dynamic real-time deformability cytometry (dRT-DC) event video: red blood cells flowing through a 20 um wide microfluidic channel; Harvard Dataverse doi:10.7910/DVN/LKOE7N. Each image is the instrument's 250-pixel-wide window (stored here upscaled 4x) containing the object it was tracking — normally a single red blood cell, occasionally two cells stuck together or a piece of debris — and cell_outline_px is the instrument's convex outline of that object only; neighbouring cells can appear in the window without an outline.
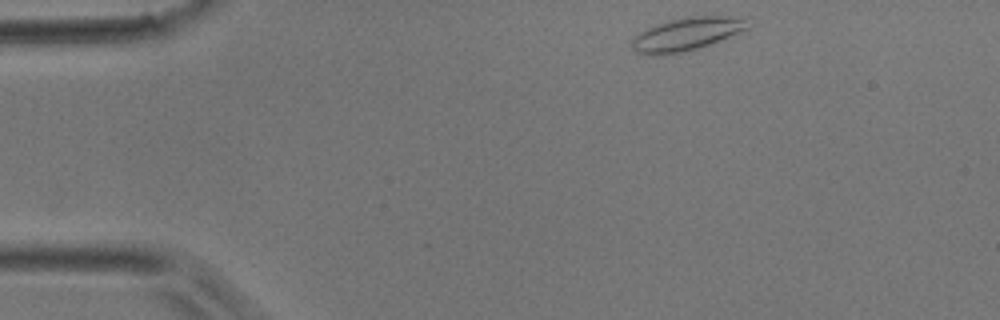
{"species": "common noctule bat (a hibernating species)", "species_latin": "Nyctalus noctula", "temperature_condition": "room temperature", "stored_images_in_passage": 39, "camera_frame_rate_fps": 3000, "um_per_image_px": 0.085, "animal": {"sex": "male", "body_mass_g": 17.9}, "frame": {"image": 1, "passage_image": 1, "time_ms": 0.0, "image_size_px": [1000, 320], "cell_outline_px": [[748, 28], [720, 40], [696, 48], [680, 52], [636, 52], [632, 48], [632, 40], [640, 32], [648, 28], [672, 20], [688, 16], [728, 16], [740, 20]], "centroid_in_image_um": [58.34, 2.87], "position_along_channel_um": 26.7, "area_um2": 20.63}}
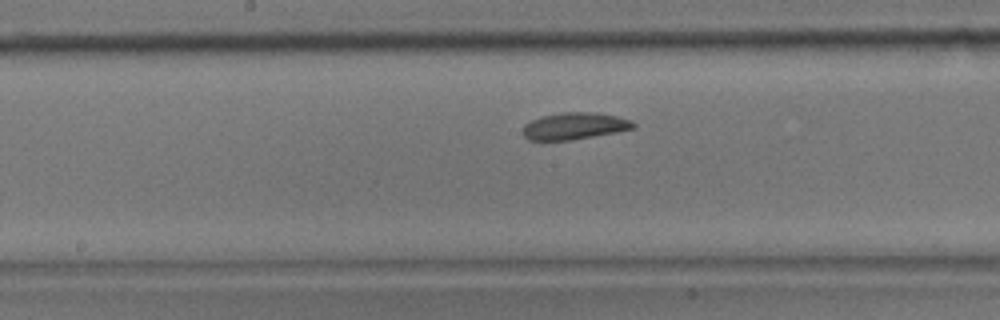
{"frame": {"image": 2, "passage_image": 17, "time_ms": 5.333, "image_size_px": [1000, 320], "cell_outline_px": [[636, 128], [616, 132], [572, 140], [528, 140], [520, 132], [524, 124], [540, 116], [560, 112], [592, 112], [616, 116], [632, 120], [636, 124]], "centroid_in_image_um": [48.8, 10.71], "position_along_channel_um": 199.4, "area_um2": 17.51}}
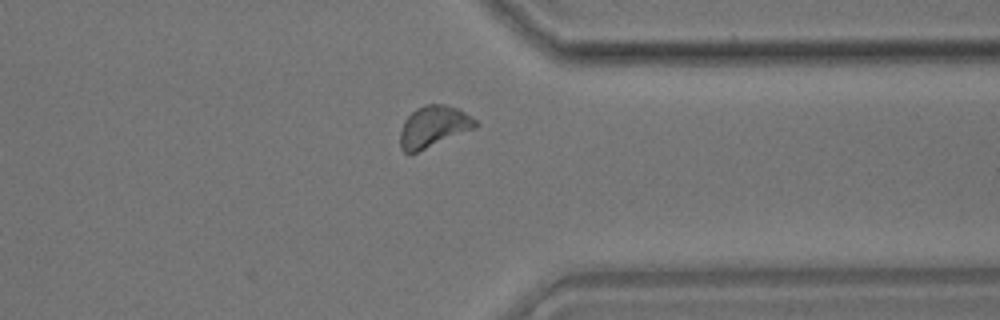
{"frame": {"image": 3, "passage_image": 29, "time_ms": 9.333, "image_size_px": [1000, 320], "cell_outline_px": [[480, 124], [476, 128], [416, 152], [404, 152], [400, 148], [400, 132], [404, 120], [416, 108], [428, 104], [444, 104], [456, 108], [464, 112], [476, 120]], "centroid_in_image_um": [36.85, 10.75], "position_along_channel_um": 374.5, "area_um2": 17.98}}